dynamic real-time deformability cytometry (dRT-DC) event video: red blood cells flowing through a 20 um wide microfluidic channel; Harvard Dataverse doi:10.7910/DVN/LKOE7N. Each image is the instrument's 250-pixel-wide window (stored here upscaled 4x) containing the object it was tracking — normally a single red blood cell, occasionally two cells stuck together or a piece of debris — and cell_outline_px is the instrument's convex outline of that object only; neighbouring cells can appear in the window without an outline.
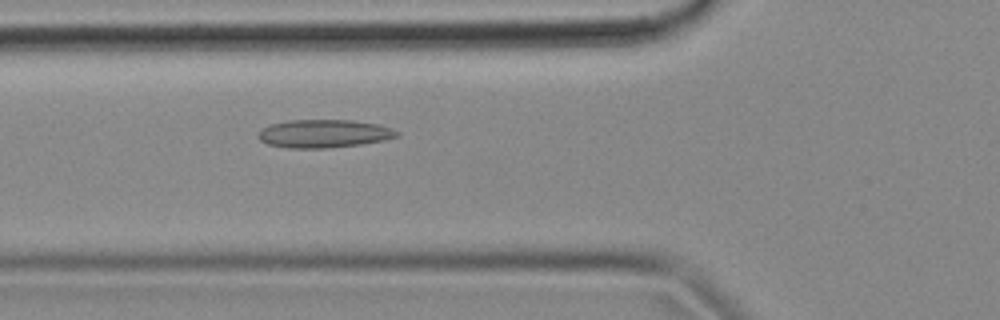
{"species": "common noctule bat (a hibernating species)", "species_latin": "Nyctalus noctula", "temperature_condition": "cold", "stored_images_in_passage": 54, "camera_frame_rate_fps": 3000, "um_per_image_px": 0.085, "animal": {"sex": "female", "body_mass_g": 18.4}, "frame": {"image": 1, "passage_image": 19, "time_ms": 6.0, "image_size_px": [1000, 320], "cell_outline_px": [[400, 136], [384, 140], [360, 144], [328, 148], [288, 148], [268, 144], [260, 140], [256, 136], [264, 128], [272, 124], [288, 120], [352, 120], [380, 124], [392, 128], [400, 132]], "centroid_in_image_um": [27.58, 11.35], "position_along_channel_um": 98.2, "area_um2": 22.77}}
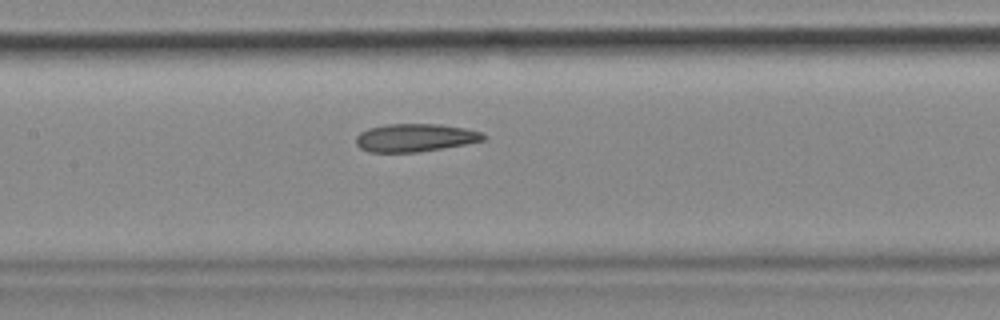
{"frame": {"image": 2, "passage_image": 25, "time_ms": 8.0, "image_size_px": [1000, 320], "cell_outline_px": [[488, 136], [484, 140], [464, 144], [416, 152], [368, 152], [360, 148], [356, 144], [356, 136], [360, 132], [368, 128], [384, 124], [440, 124], [464, 128], [484, 132]], "centroid_in_image_um": [35.27, 11.69], "position_along_channel_um": 172.1, "area_um2": 20.81}}
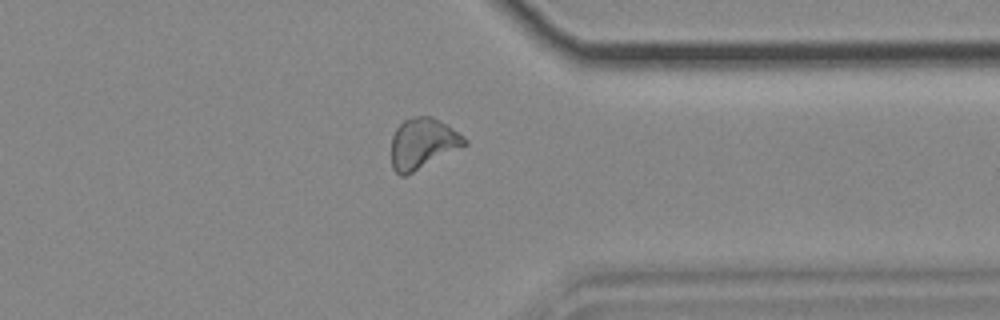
{"frame": {"image": 3, "passage_image": 42, "time_ms": 13.667, "image_size_px": [1000, 320], "cell_outline_px": [[468, 144], [404, 176], [400, 176], [392, 168], [392, 136], [396, 128], [404, 120], [412, 116], [432, 116], [464, 136], [468, 140]], "centroid_in_image_um": [35.92, 12.18], "position_along_channel_um": 375.5, "area_um2": 21.33}, "authors_computed_cell_mechanics": {"area_um2": 21.8773, "velocity_mm_per_s": 3.6897, "shape_relaxation_time_tau1_ms": null, "shape_relaxation_time_tau2_ms": 4.1872, "deformation_change_tau1": null, "deformation_change_tau2": 0.1246}}